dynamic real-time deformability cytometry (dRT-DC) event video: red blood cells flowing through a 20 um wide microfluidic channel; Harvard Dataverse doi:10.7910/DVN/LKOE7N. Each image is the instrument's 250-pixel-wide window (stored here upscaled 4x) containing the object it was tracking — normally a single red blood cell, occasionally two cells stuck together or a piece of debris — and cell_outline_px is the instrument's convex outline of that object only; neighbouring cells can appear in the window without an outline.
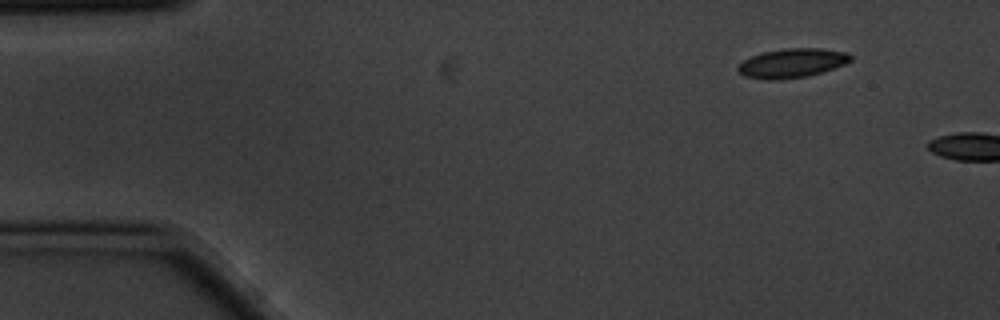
{"species": "common noctule bat (a hibernating species)", "species_latin": "Nyctalus noctula", "temperature_condition": "cold", "stored_images_in_passage": 2, "camera_frame_rate_fps": 3000, "um_per_image_px": 0.085, "animal": {"sex": "male", "body_mass_g": 20.1, "forearm_length_mm": 53.5}, "frame": {"image": 1, "passage_image": 1, "time_ms": 0.0, "image_size_px": [1000, 320], "cell_outline_px": [[852, 60], [844, 64], [808, 76], [776, 80], [764, 80], [744, 76], [736, 68], [744, 60], [752, 56], [764, 52], [784, 48], [820, 48], [848, 52], [852, 56]], "centroid_in_image_um": [67.32, 5.36], "position_along_channel_um": 17.7, "area_um2": 19.07}}